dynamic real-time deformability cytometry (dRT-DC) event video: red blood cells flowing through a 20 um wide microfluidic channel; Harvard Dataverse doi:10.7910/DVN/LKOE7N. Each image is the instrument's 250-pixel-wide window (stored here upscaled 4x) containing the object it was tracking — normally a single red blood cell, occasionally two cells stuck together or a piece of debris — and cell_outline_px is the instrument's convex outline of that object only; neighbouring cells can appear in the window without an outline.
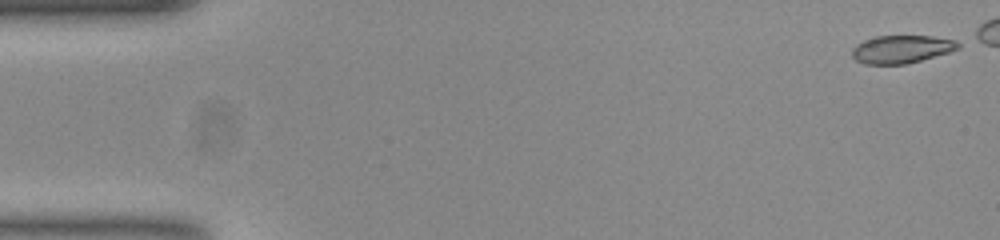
{"species": "common noctule bat (a hibernating species)", "species_latin": "Nyctalus noctula", "temperature_condition": "room temperature", "stored_images_in_passage": 43, "camera_frame_rate_fps": 3000, "um_per_image_px": 0.085, "animal": {"sex": "female", "body_mass_g": 23.0, "forearm_length_mm": 53.4}, "frame": {"image": 1, "passage_image": 1, "time_ms": 0.0, "image_size_px": [1000, 240], "cell_outline_px": [[960, 48], [948, 52], [920, 60], [904, 64], [864, 64], [856, 60], [852, 56], [852, 48], [856, 44], [864, 40], [876, 36], [932, 36], [956, 40], [960, 44]], "centroid_in_image_um": [76.61, 4.17], "position_along_channel_um": 8.4, "area_um2": 17.17}}
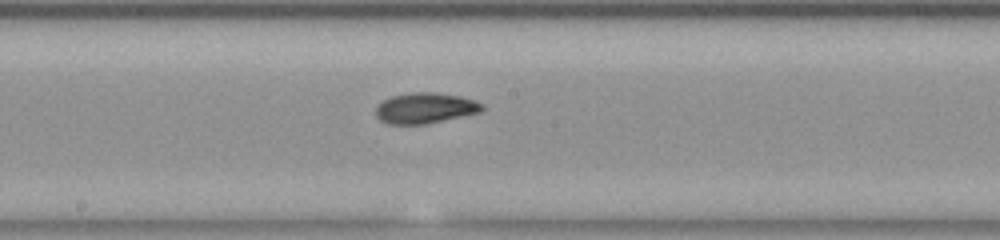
{"frame": {"image": 2, "passage_image": 28, "time_ms": 9.0, "image_size_px": [1000, 240], "cell_outline_px": [[484, 108], [480, 112], [424, 124], [388, 124], [380, 120], [376, 116], [376, 104], [392, 96], [408, 92], [436, 92], [460, 96], [484, 104]], "centroid_in_image_um": [36.1, 9.17], "position_along_channel_um": 212.1, "area_um2": 18.96}}
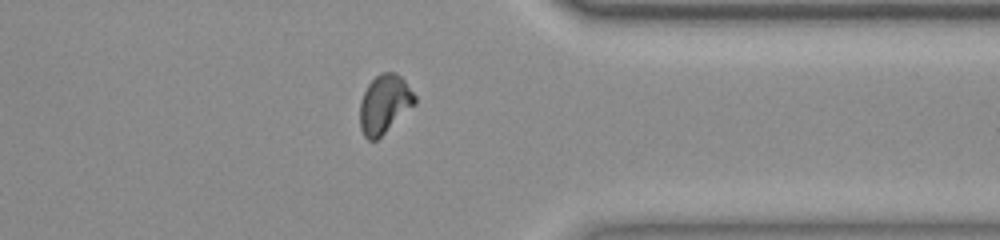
{"frame": {"image": 3, "passage_image": 42, "time_ms": 13.667, "image_size_px": [1000, 240], "cell_outline_px": [[416, 104], [376, 140], [368, 140], [364, 136], [360, 128], [360, 100], [368, 84], [380, 72], [396, 72], [404, 80], [416, 96]], "centroid_in_image_um": [32.67, 8.84], "position_along_channel_um": 378.7, "area_um2": 18.73}}